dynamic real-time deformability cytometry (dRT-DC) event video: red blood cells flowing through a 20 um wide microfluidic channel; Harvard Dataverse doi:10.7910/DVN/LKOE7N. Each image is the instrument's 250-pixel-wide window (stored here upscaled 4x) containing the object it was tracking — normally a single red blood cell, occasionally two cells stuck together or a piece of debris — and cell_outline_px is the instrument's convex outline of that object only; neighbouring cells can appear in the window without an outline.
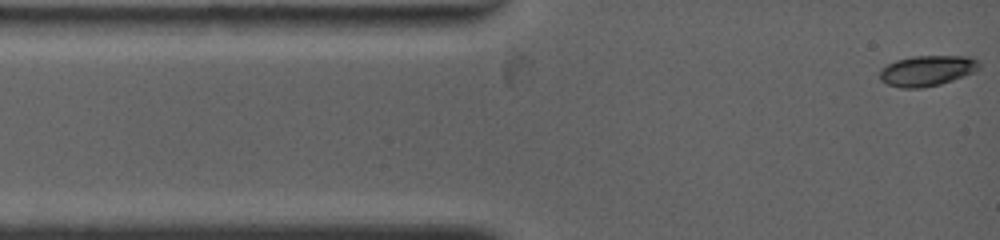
{"species": "common noctule bat (a hibernating species)", "species_latin": "Nyctalus noctula", "temperature_condition": "warm", "stored_images_in_passage": 5, "camera_frame_rate_fps": 4500, "um_per_image_px": 0.085, "animal": {"sex": "female", "body_mass_g": 19.0, "forearm_length_mm": 53.3}, "frame": {"image": 1, "passage_image": 1, "time_ms": 0.0, "image_size_px": [1000, 240], "cell_outline_px": [[980, 68], [976, 72], [940, 84], [920, 88], [900, 88], [888, 84], [880, 80], [880, 68], [896, 60], [912, 56], [968, 56], [980, 60]], "centroid_in_image_um": [78.83, 6.0], "position_along_channel_um": 6.2, "area_um2": 17.86}}
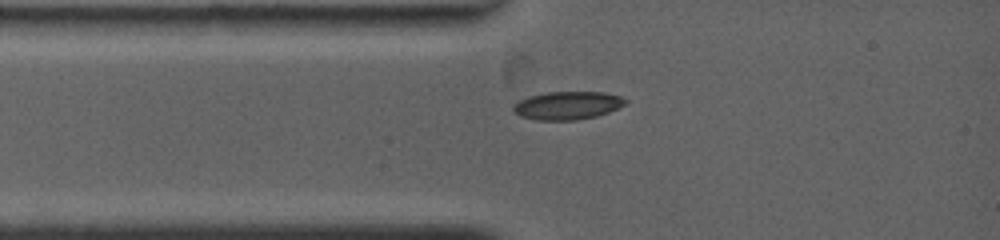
{"frame": {"image": 2, "passage_image": 4, "time_ms": 2.0, "image_size_px": [1000, 240], "cell_outline_px": [[628, 100], [624, 104], [608, 112], [596, 116], [576, 120], [536, 120], [520, 116], [512, 112], [512, 108], [520, 100], [528, 96], [548, 92], [604, 92], [620, 96]], "centroid_in_image_um": [48.2, 8.96], "position_along_channel_um": 36.8, "area_um2": 18.26}}
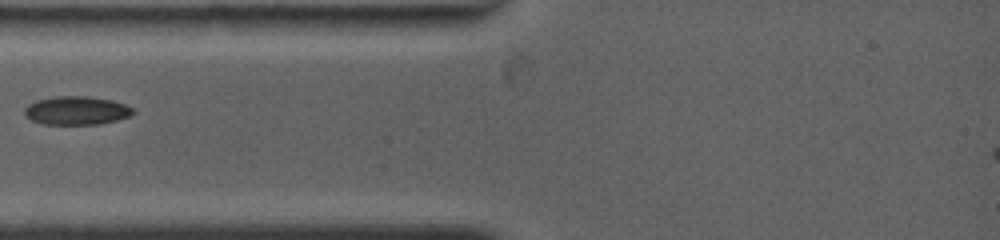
{"frame": {"image": 3, "passage_image": 5, "time_ms": 3.111, "image_size_px": [1000, 240], "cell_outline_px": [[136, 112], [128, 116], [116, 120], [100, 124], [44, 124], [32, 120], [24, 116], [24, 108], [28, 104], [36, 100], [56, 96], [88, 96], [112, 100], [124, 104], [132, 108]], "centroid_in_image_um": [6.48, 9.39], "position_along_channel_um": 78.5, "area_um2": 18.03}}